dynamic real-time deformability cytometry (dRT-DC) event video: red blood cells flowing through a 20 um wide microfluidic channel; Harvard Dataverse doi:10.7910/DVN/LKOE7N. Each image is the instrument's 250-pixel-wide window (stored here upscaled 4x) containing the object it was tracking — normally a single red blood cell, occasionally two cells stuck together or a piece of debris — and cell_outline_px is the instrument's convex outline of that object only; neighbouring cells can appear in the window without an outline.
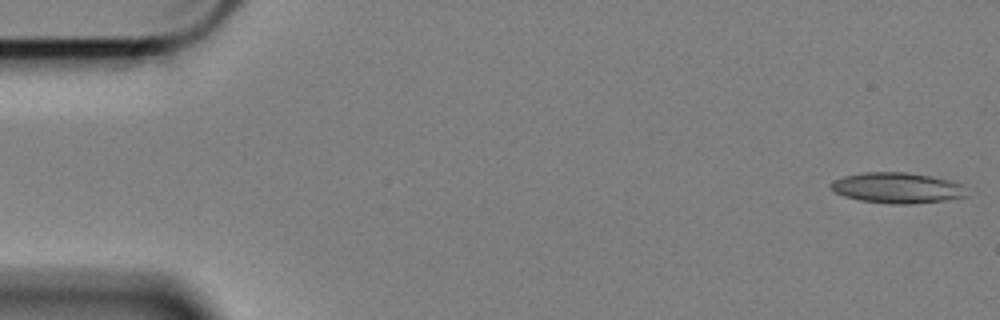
{"species": "Egyptian fruit bat (a non-hibernating species)", "species_latin": "Rousettus aegyptiacus", "temperature_condition": "cold", "stored_images_in_passage": 58, "camera_frame_rate_fps": 3000, "um_per_image_px": 0.085, "animal": {"sex": "female"}, "frame": {"image": 1, "passage_image": 1, "time_ms": 0.0, "image_size_px": [1000, 320], "cell_outline_px": [[968, 196], [948, 200], [912, 204], [892, 204], [860, 200], [844, 196], [836, 192], [828, 184], [832, 180], [844, 176], [864, 172], [908, 172], [932, 176], [948, 180], [960, 184]], "centroid_in_image_um": [76.24, 15.97], "position_along_channel_um": 8.8, "area_um2": 24.28}}
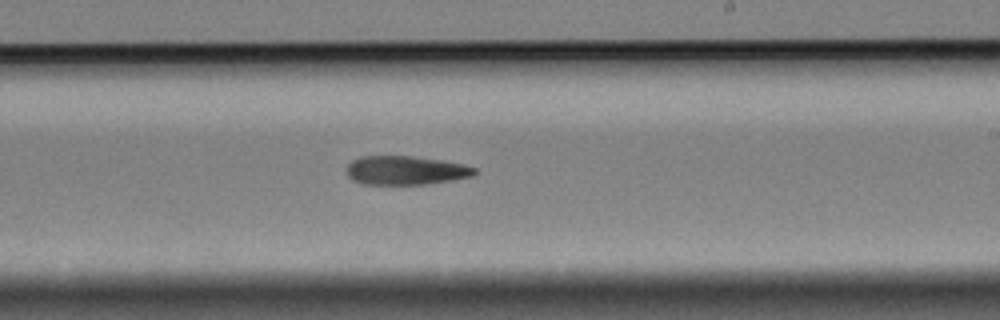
{"frame": {"image": 2, "passage_image": 34, "time_ms": 11.0, "image_size_px": [1000, 320], "cell_outline_px": [[476, 172], [472, 176], [452, 180], [428, 184], [360, 184], [352, 180], [348, 176], [348, 164], [352, 160], [360, 156], [412, 156], [444, 160], [464, 164], [476, 168]], "centroid_in_image_um": [34.48, 14.48], "position_along_channel_um": 254.5, "area_um2": 21.62}}
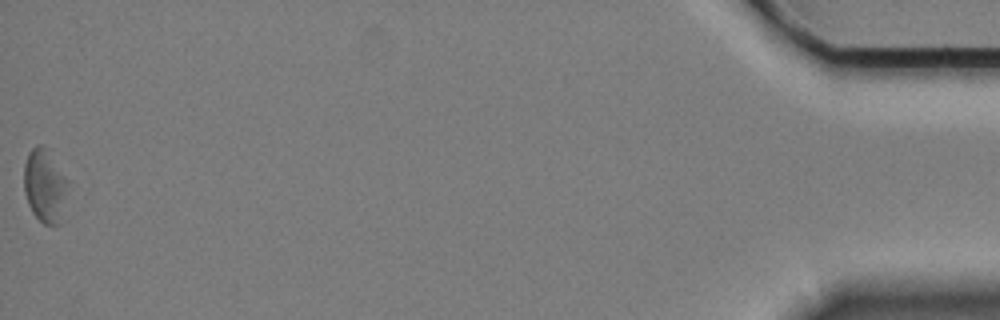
{"frame": {"image": 3, "passage_image": 58, "time_ms": 19.0, "image_size_px": [1000, 320], "cell_outline_px": [[72, 180], [60, 224], [44, 224], [32, 212], [28, 204], [24, 192], [24, 164], [28, 152], [36, 144], [44, 144]], "centroid_in_image_um": [3.88, 15.73], "position_along_channel_um": 431.3, "area_um2": 19.83}}